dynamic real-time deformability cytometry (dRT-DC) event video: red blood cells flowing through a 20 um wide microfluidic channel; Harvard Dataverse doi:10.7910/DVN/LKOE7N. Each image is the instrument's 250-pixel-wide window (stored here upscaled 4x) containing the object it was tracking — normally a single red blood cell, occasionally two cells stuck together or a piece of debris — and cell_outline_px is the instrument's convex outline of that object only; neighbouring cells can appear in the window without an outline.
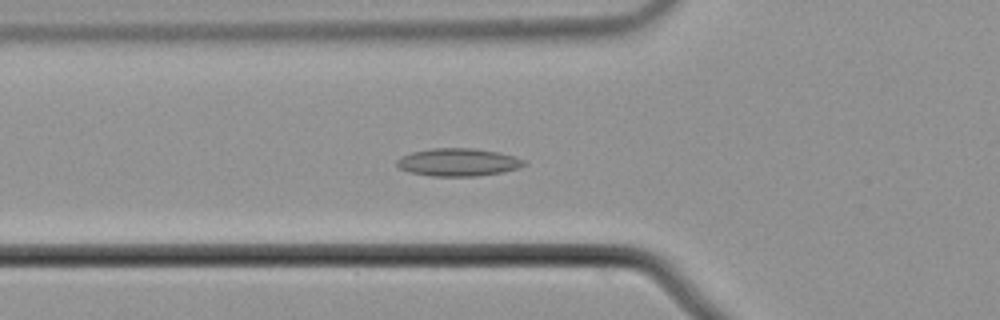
{"species": "common noctule bat (a hibernating species)", "species_latin": "Nyctalus noctula", "temperature_condition": "cold", "stored_images_in_passage": 58, "camera_frame_rate_fps": 3000, "um_per_image_px": 0.085, "animal": {"sex": "male", "body_mass_g": 21.5, "forearm_length_mm": 52.0}, "frame": {"image": 1, "passage_image": 22, "time_ms": 7.0, "image_size_px": [1000, 320], "cell_outline_px": [[528, 164], [520, 168], [500, 172], [476, 176], [432, 176], [408, 172], [400, 168], [396, 164], [396, 160], [400, 156], [412, 152], [432, 148], [472, 148], [496, 152], [516, 156], [524, 160]], "centroid_in_image_um": [38.93, 13.79], "position_along_channel_um": 86.9, "area_um2": 20.63}}
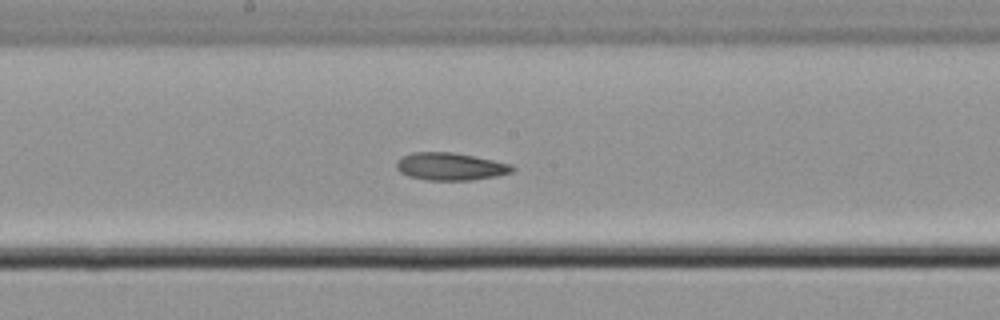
{"frame": {"image": 2, "passage_image": 32, "time_ms": 10.333, "image_size_px": [1000, 320], "cell_outline_px": [[516, 168], [512, 172], [496, 176], [472, 180], [428, 180], [408, 176], [400, 172], [396, 168], [396, 160], [412, 152], [452, 152], [512, 164]], "centroid_in_image_um": [38.27, 14.15], "position_along_channel_um": 209.9, "area_um2": 18.55}}
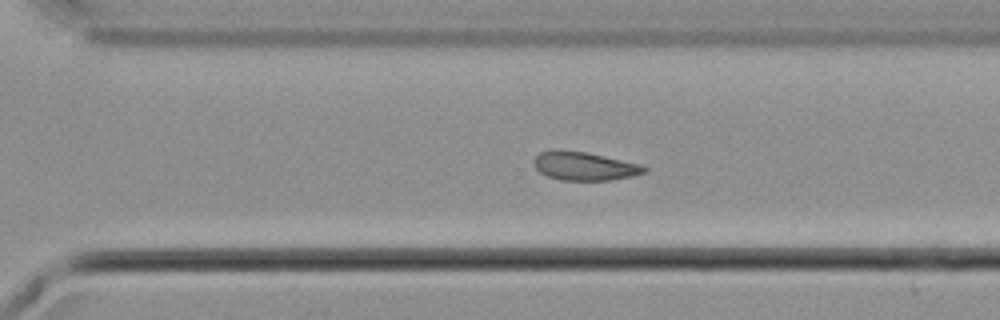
{"frame": {"image": 3, "passage_image": 41, "time_ms": 13.333, "image_size_px": [1000, 320], "cell_outline_px": [[648, 172], [632, 176], [608, 180], [560, 180], [548, 176], [540, 172], [532, 164], [532, 160], [540, 152], [556, 148], [588, 152], [640, 164], [648, 168]], "centroid_in_image_um": [49.64, 14.1], "position_along_channel_um": 321.0, "area_um2": 18.61}}